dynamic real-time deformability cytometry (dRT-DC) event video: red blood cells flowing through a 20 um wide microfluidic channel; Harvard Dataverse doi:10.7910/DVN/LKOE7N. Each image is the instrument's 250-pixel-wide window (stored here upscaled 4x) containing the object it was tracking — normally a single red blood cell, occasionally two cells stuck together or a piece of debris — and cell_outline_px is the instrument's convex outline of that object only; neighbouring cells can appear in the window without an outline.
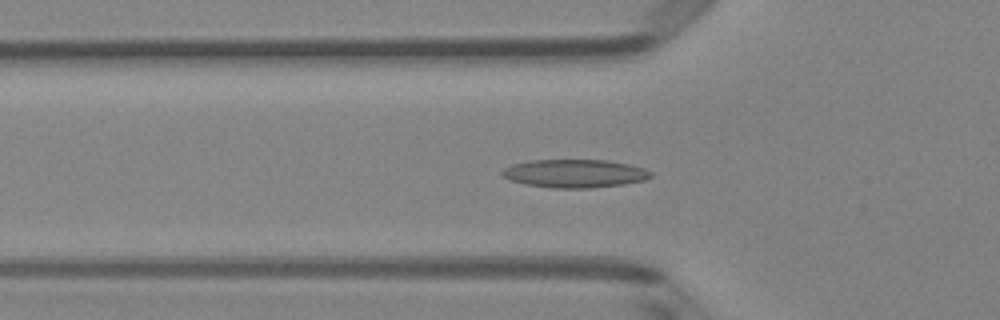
{"species": "Egyptian fruit bat (a non-hibernating species)", "species_latin": "Rousettus aegyptiacus", "temperature_condition": "room temperature", "stored_images_in_passage": 51, "camera_frame_rate_fps": 3000, "um_per_image_px": 0.085, "animal": {"sex": "female"}, "frame": {"image": 1, "passage_image": 17, "time_ms": 5.333, "image_size_px": [1000, 320], "cell_outline_px": [[652, 176], [644, 180], [624, 184], [588, 188], [552, 188], [524, 184], [512, 180], [504, 176], [500, 172], [504, 168], [512, 164], [532, 160], [608, 160], [628, 164], [644, 168], [652, 172]], "centroid_in_image_um": [48.86, 14.74], "position_along_channel_um": 76.9, "area_um2": 24.39}}
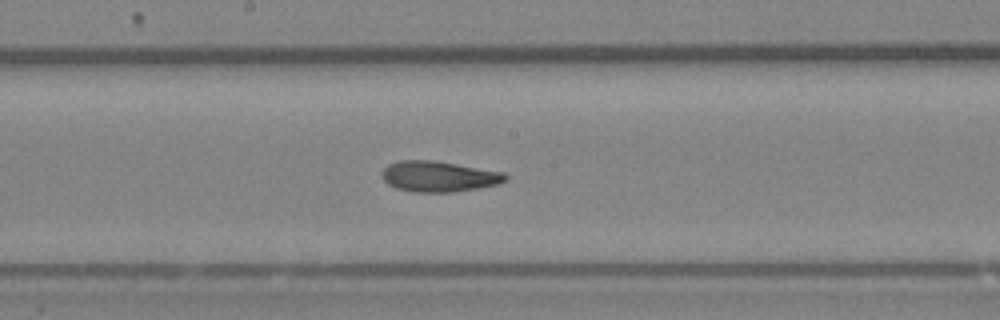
{"frame": {"image": 2, "passage_image": 27, "time_ms": 8.667, "image_size_px": [1000, 320], "cell_outline_px": [[508, 180], [500, 184], [480, 188], [452, 192], [412, 192], [396, 188], [388, 184], [380, 176], [380, 172], [388, 164], [400, 160], [432, 160], [504, 172], [508, 176]], "centroid_in_image_um": [37.29, 15.0], "position_along_channel_um": 210.9, "area_um2": 22.31}}
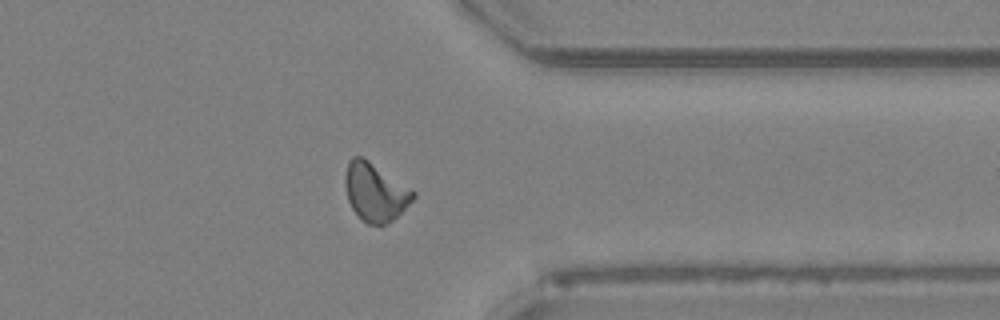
{"frame": {"image": 3, "passage_image": 40, "time_ms": 13.0, "image_size_px": [1000, 320], "cell_outline_px": [[416, 196], [392, 220], [384, 224], [368, 224], [352, 208], [348, 200], [344, 184], [344, 176], [348, 160], [352, 156], [364, 156], [416, 192]], "centroid_in_image_um": [31.86, 16.27], "position_along_channel_um": 379.5, "area_um2": 22.89}, "authors_computed_cell_mechanics": {"area_um2": 22.253, "velocity_mm_per_s": 4.0134, "shape_relaxation_time_tau1_ms": 9.5789, "shape_relaxation_time_tau2_ms": 2.9549, "deformation_change_tau1": 0.2239, "deformation_change_tau2": 0.1018}}